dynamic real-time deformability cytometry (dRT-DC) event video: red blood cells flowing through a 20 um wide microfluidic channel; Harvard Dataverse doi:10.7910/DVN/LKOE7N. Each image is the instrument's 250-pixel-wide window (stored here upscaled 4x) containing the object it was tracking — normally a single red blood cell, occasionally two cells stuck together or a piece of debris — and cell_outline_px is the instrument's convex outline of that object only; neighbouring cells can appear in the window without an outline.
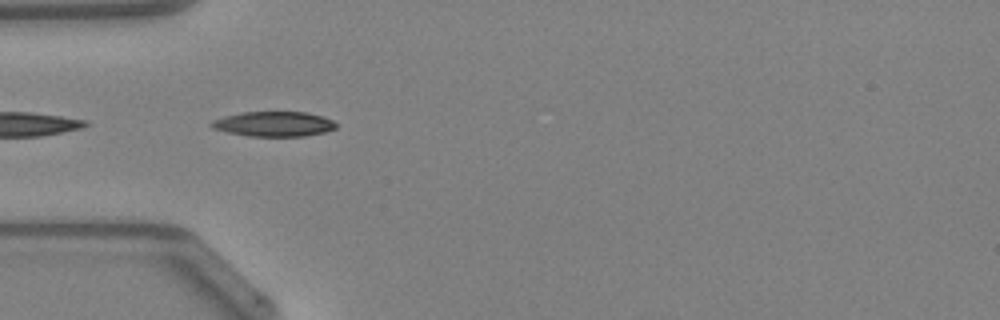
{"species": "Egyptian fruit bat (a non-hibernating species)", "species_latin": "Rousettus aegyptiacus", "temperature_condition": "warm", "stored_images_in_passage": 22, "segment_of_instrument_passage": [2, 2], "camera_frame_rate_fps": 3000, "um_per_image_px": 0.085, "animal": {"sex": "female"}, "frame": {"image": 1, "passage_image": 15, "time_ms": 4.667, "image_size_px": [1000, 320], "cell_outline_px": [[336, 128], [324, 132], [304, 136], [248, 136], [228, 132], [212, 128], [208, 124], [212, 120], [224, 116], [240, 112], [308, 112], [332, 120], [336, 124]], "centroid_in_image_um": [23.23, 10.53], "position_along_channel_um": 61.8, "area_um2": 18.09}}